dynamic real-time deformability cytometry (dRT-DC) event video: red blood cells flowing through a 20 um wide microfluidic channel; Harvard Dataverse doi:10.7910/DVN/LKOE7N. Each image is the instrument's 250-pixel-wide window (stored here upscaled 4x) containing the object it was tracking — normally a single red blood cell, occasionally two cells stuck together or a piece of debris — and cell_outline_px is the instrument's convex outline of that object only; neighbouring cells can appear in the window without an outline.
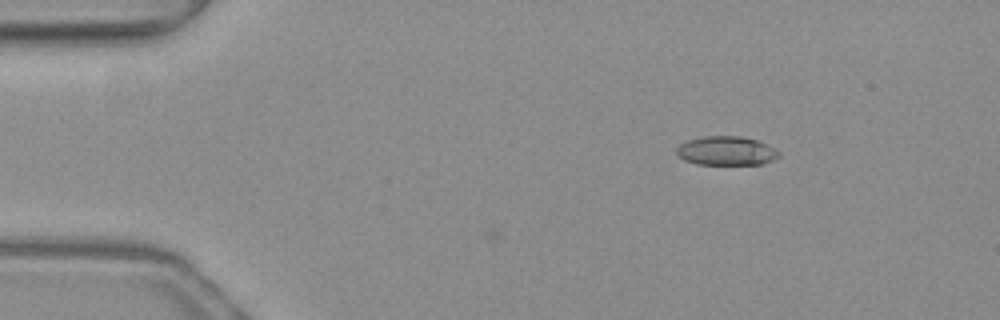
{"species": "common noctule bat (a hibernating species)", "species_latin": "Nyctalus noctula", "temperature_condition": "warm", "stored_images_in_passage": 9, "camera_frame_rate_fps": 3000, "um_per_image_px": 0.085, "animal": {"sex": "female", "body_mass_g": 19.3, "forearm_length_mm": 54.1}, "frame": {"image": 1, "passage_image": 9, "time_ms": 2.667, "image_size_px": [1000, 320], "cell_outline_px": [[780, 156], [772, 160], [760, 164], [696, 164], [684, 160], [676, 156], [676, 148], [680, 144], [688, 140], [704, 136], [740, 136], [756, 140], [776, 148], [780, 152]], "centroid_in_image_um": [61.72, 12.82], "position_along_channel_um": 23.3, "area_um2": 17.34}}